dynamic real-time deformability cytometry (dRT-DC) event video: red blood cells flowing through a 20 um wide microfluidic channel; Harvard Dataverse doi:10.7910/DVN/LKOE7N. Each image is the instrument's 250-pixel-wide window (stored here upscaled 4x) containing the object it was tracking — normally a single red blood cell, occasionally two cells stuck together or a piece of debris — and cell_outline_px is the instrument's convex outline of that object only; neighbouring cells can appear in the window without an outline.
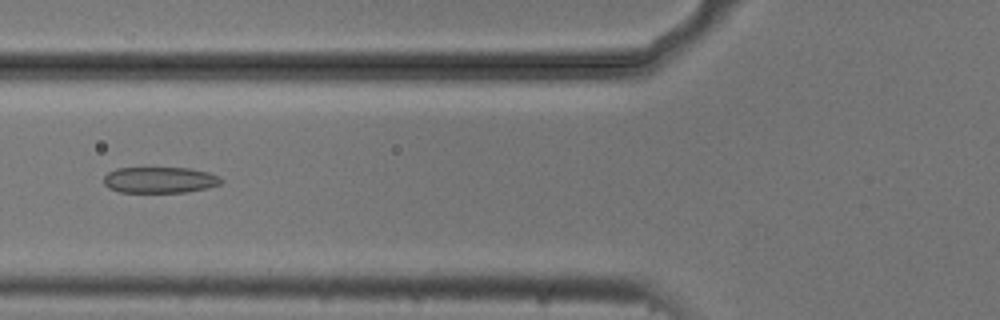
{"species": "common noctule bat (a hibernating species)", "species_latin": "Nyctalus noctula", "temperature_condition": "cold", "stored_images_in_passage": 53, "camera_frame_rate_fps": 3000, "um_per_image_px": 0.085, "animal": {"sex": "male", "body_mass_g": 20.5, "forearm_length_mm": 52.5}, "frame": {"image": 1, "passage_image": 20, "time_ms": 6.333, "image_size_px": [1000, 320], "cell_outline_px": [[224, 180], [220, 184], [208, 188], [184, 192], [120, 192], [108, 188], [104, 184], [104, 176], [108, 172], [116, 168], [188, 168], [208, 172], [220, 176]], "centroid_in_image_um": [13.59, 15.29], "position_along_channel_um": 112.2, "area_um2": 17.92}}
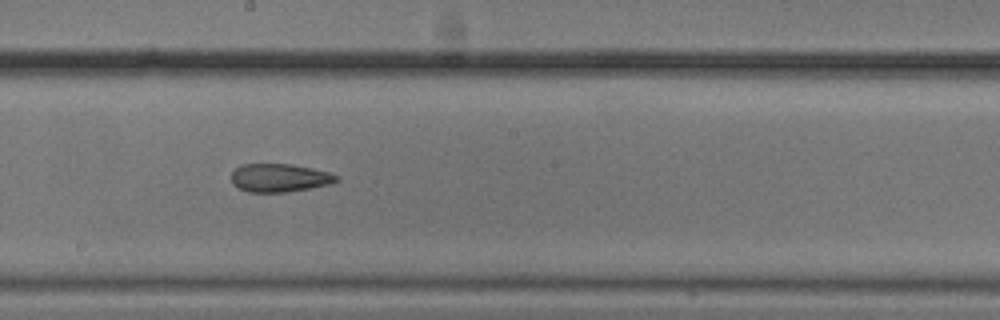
{"frame": {"image": 2, "passage_image": 29, "time_ms": 9.333, "image_size_px": [1000, 320], "cell_outline_px": [[340, 180], [328, 184], [288, 192], [248, 192], [232, 184], [232, 172], [240, 164], [288, 164], [312, 168], [332, 172], [340, 176]], "centroid_in_image_um": [23.78, 15.11], "position_along_channel_um": 224.4, "area_um2": 17.34}}
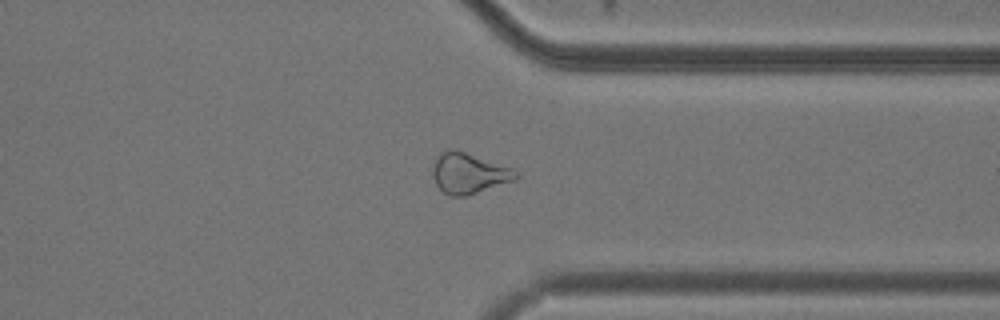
{"frame": {"image": 3, "passage_image": 41, "time_ms": 13.333, "image_size_px": [1000, 320], "cell_outline_px": [[520, 176], [516, 180], [468, 196], [448, 196], [436, 184], [432, 176], [432, 164], [436, 156], [440, 152], [448, 148], [456, 148], [512, 168], [520, 172]], "centroid_in_image_um": [39.85, 14.71], "position_along_channel_um": 371.6, "area_um2": 20.29}, "authors_computed_cell_mechanics": {"area_um2": 20.7502, "velocity_mm_per_s": 3.7222, "shape_relaxation_time_tau1_ms": null, "shape_relaxation_time_tau2_ms": 2.0912, "deformation_change_tau1": null, "deformation_change_tau2": 0.0957}}